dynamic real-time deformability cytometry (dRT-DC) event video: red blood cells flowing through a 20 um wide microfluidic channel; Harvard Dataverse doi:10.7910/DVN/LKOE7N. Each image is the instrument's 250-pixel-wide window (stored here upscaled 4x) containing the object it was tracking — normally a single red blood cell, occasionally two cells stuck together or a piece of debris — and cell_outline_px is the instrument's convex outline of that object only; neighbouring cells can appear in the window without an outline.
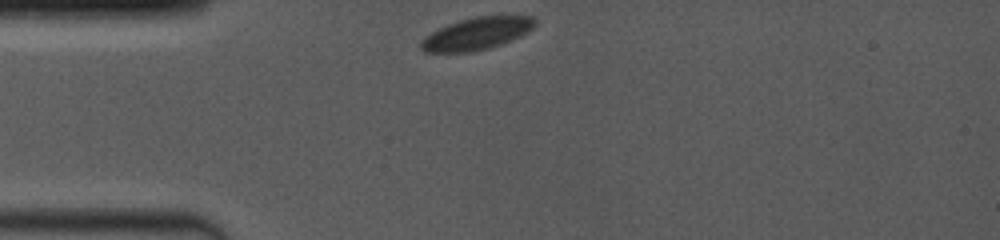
{"species": "common noctule bat (a hibernating species)", "species_latin": "Nyctalus noctula", "temperature_condition": "room temperature", "stored_images_in_passage": 20, "camera_frame_rate_fps": 4000, "um_per_image_px": 0.085, "animal": {"sex": "female", "body_mass_g": 19.0, "forearm_length_mm": 53.3}, "frame": {"image": 1, "passage_image": 1, "time_ms": 0.0, "image_size_px": [1000, 240], "cell_outline_px": [[536, 24], [528, 32], [512, 40], [488, 48], [472, 52], [424, 52], [420, 48], [420, 40], [424, 36], [448, 24], [460, 20], [476, 16], [532, 16], [536, 20]], "centroid_in_image_um": [40.51, 2.86], "position_along_channel_um": 44.5, "area_um2": 21.39}}
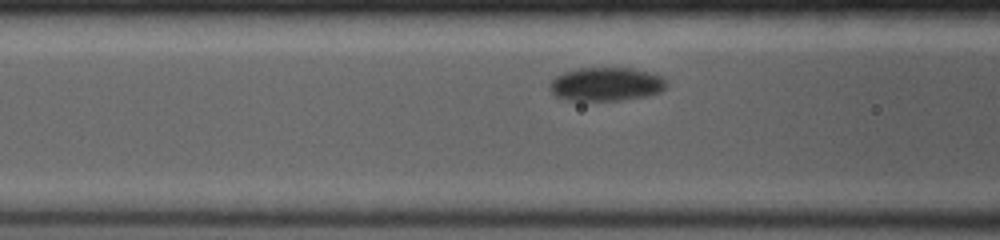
{"frame": {"image": 2, "passage_image": 14, "time_ms": 2.5, "image_size_px": [1000, 240], "cell_outline_px": [[668, 84], [660, 92], [648, 96], [620, 100], [568, 100], [556, 96], [548, 88], [548, 84], [556, 76], [564, 72], [576, 68], [636, 68], [652, 72], [660, 76]], "centroid_in_image_um": [51.52, 7.14], "position_along_channel_um": 115.1, "area_um2": 23.0}}
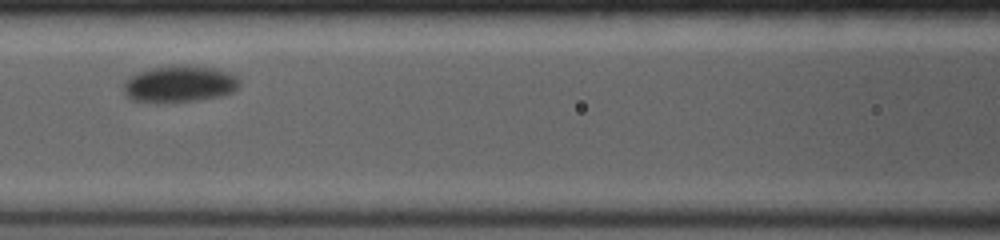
{"frame": {"image": 3, "passage_image": 17, "time_ms": 3.5, "image_size_px": [1000, 240], "cell_outline_px": [[240, 84], [232, 92], [220, 96], [196, 100], [160, 104], [156, 104], [132, 100], [124, 92], [124, 80], [140, 72], [152, 68], [184, 64], [212, 68], [228, 72], [236, 76], [240, 80]], "centroid_in_image_um": [15.24, 7.16], "position_along_channel_um": 151.4, "area_um2": 24.91}}